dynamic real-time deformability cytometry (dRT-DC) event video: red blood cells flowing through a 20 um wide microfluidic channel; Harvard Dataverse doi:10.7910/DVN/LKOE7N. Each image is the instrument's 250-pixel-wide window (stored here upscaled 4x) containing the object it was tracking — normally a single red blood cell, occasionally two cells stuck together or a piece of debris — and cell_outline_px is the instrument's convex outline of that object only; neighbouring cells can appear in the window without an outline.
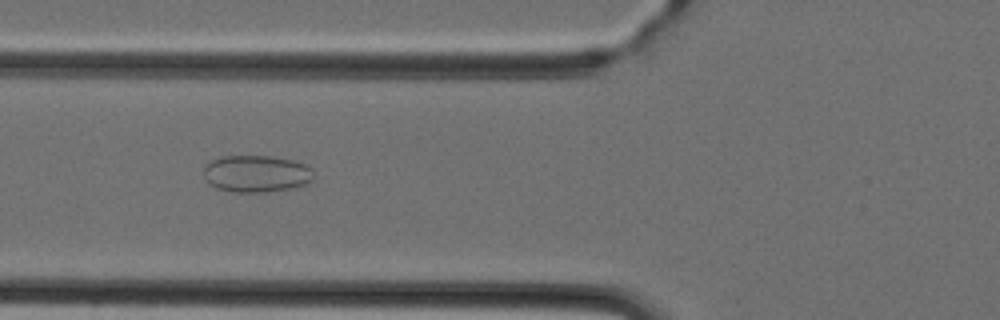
{"species": "Egyptian fruit bat (a non-hibernating species)", "species_latin": "Rousettus aegyptiacus", "temperature_condition": "cold", "stored_images_in_passage": 45, "camera_frame_rate_fps": 3000, "um_per_image_px": 0.085, "animal": {"sex": "female"}, "frame": {"image": 1, "passage_image": 15, "time_ms": 4.667, "image_size_px": [1000, 320], "cell_outline_px": [[312, 180], [308, 184], [296, 188], [268, 192], [236, 192], [216, 188], [208, 184], [204, 176], [204, 164], [220, 156], [272, 156], [292, 160], [304, 164], [312, 168]], "centroid_in_image_um": [21.78, 14.77], "position_along_channel_um": 104.0, "area_um2": 24.04}}
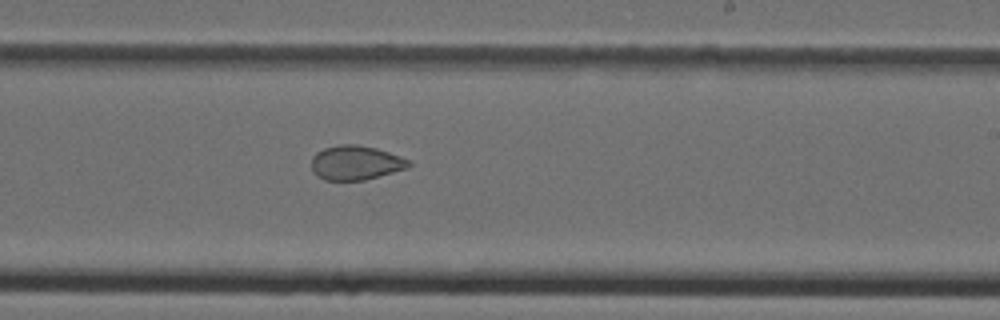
{"frame": {"image": 2, "passage_image": 26, "time_ms": 8.333, "image_size_px": [1000, 320], "cell_outline_px": [[412, 164], [408, 168], [364, 180], [324, 180], [312, 172], [312, 156], [316, 152], [324, 148], [340, 144], [356, 144], [376, 148], [412, 160]], "centroid_in_image_um": [30.24, 13.83], "position_along_channel_um": 258.8, "area_um2": 19.59}}
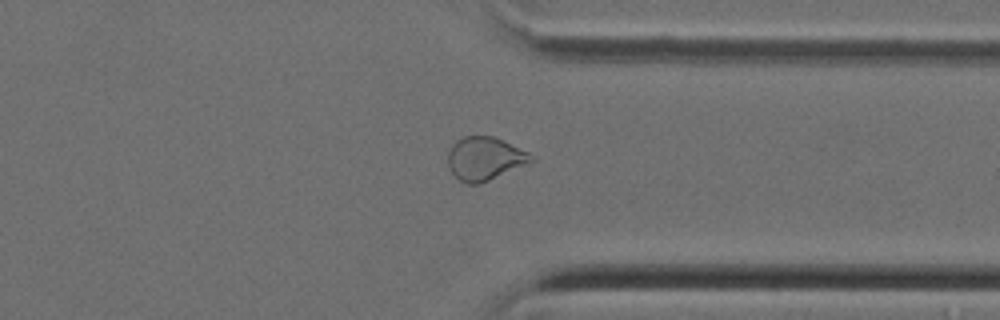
{"frame": {"image": 3, "passage_image": 34, "time_ms": 11.0, "image_size_px": [1000, 320], "cell_outline_px": [[536, 160], [480, 184], [468, 184], [460, 180], [452, 172], [448, 164], [448, 152], [452, 144], [456, 140], [464, 136], [496, 136], [536, 156]], "centroid_in_image_um": [41.23, 13.46], "position_along_channel_um": 370.2, "area_um2": 21.1}}